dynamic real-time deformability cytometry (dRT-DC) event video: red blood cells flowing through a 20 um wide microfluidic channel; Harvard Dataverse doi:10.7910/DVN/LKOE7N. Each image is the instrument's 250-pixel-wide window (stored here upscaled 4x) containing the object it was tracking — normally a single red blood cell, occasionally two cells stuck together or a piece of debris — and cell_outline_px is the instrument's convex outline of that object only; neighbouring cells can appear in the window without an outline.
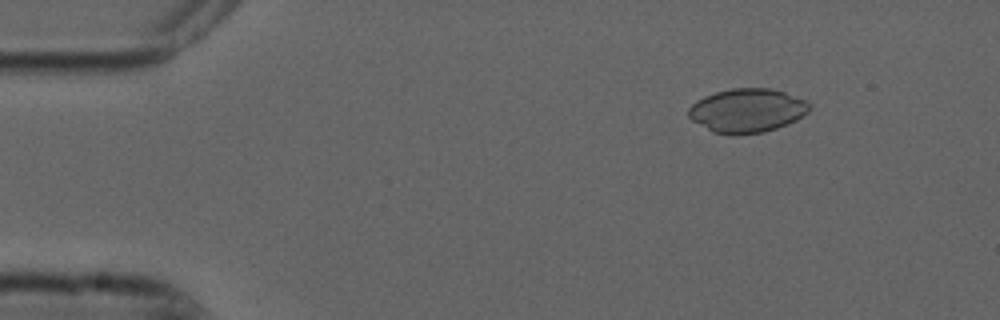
{"species": "common noctule bat (a hibernating species)", "species_latin": "Nyctalus noctula", "temperature_condition": "cold", "stored_images_in_passage": 48, "camera_frame_rate_fps": 3000, "um_per_image_px": 0.085, "animal": {"sex": "male", "forearm_length_mm": 52.5}, "frame": {"image": 1, "passage_image": 1, "time_ms": 0.0, "image_size_px": [1000, 320], "cell_outline_px": [[808, 112], [796, 120], [776, 128], [764, 132], [732, 136], [712, 132], [692, 120], [688, 116], [688, 108], [696, 100], [704, 96], [716, 92], [732, 88], [772, 88], [784, 92], [804, 100], [808, 104]], "centroid_in_image_um": [63.45, 9.4], "position_along_channel_um": 21.5, "area_um2": 30.92}}